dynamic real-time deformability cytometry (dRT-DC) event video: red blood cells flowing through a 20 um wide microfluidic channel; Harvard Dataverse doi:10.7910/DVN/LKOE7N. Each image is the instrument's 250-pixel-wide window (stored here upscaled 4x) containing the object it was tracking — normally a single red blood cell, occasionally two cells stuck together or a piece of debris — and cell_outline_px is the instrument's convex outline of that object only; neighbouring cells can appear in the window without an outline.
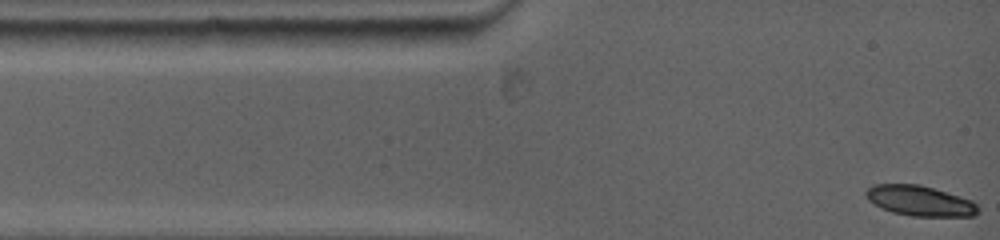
{"species": "common noctule bat (a hibernating species)", "species_latin": "Nyctalus noctula", "temperature_condition": "warm", "stored_images_in_passage": 15, "camera_frame_rate_fps": 5000, "um_per_image_px": 0.085, "animal": {"sex": "female", "body_mass_g": 19.0, "forearm_length_mm": 53.3}, "frame": {"image": 1, "passage_image": 1, "time_ms": 0.0, "image_size_px": [1000, 240], "cell_outline_px": [[980, 212], [976, 216], [912, 216], [892, 212], [868, 200], [864, 192], [872, 184], [920, 184], [960, 196], [972, 200], [980, 208]], "centroid_in_image_um": [78.23, 17.06], "position_along_channel_um": 6.8, "area_um2": 19.83}}
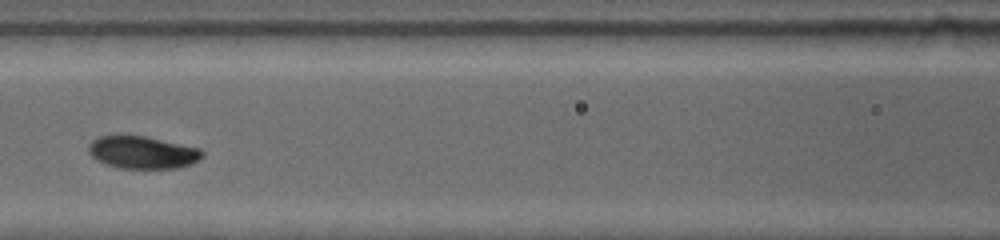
{"frame": {"image": 2, "passage_image": 9, "time_ms": 5.0, "image_size_px": [1000, 240], "cell_outline_px": [[204, 156], [192, 164], [176, 168], [120, 168], [96, 160], [88, 152], [88, 144], [92, 140], [100, 136], [120, 132], [144, 136], [200, 148], [204, 152]], "centroid_in_image_um": [12.07, 12.91], "position_along_channel_um": 154.5, "area_um2": 22.02}}
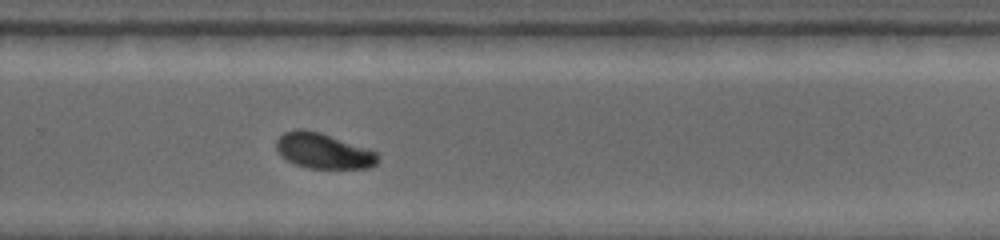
{"frame": {"image": 3, "passage_image": 15, "time_ms": 8.8, "image_size_px": [1000, 240], "cell_outline_px": [[380, 160], [376, 164], [368, 168], [308, 168], [296, 164], [288, 160], [276, 148], [276, 140], [284, 132], [296, 128], [304, 128], [320, 132], [376, 152], [380, 156]], "centroid_in_image_um": [27.49, 12.82], "position_along_channel_um": 302.3, "area_um2": 20.75}}